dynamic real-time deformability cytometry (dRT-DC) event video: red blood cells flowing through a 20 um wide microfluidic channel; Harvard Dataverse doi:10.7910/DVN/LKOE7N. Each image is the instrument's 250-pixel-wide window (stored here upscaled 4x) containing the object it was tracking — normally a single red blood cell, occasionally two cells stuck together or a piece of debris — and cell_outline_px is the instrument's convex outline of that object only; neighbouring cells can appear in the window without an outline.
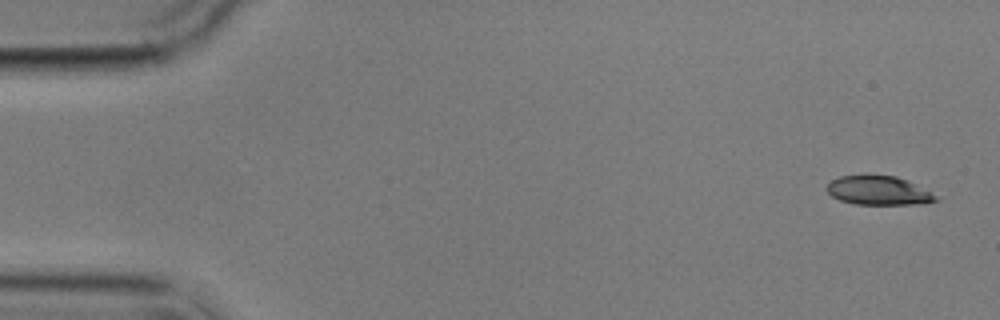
{"species": "common noctule bat (a hibernating species)", "species_latin": "Nyctalus noctula", "temperature_condition": "cold", "stored_images_in_passage": 5, "camera_frame_rate_fps": 3000, "um_per_image_px": 0.085, "animal": {"sex": "male", "body_mass_g": 17.9}, "frame": {"image": 1, "passage_image": 1, "time_ms": 0.0, "image_size_px": [1000, 320], "cell_outline_px": [[940, 200], [924, 204], [856, 204], [840, 200], [832, 196], [824, 188], [832, 180], [840, 176], [896, 176], [908, 180], [940, 196]], "centroid_in_image_um": [74.74, 16.21], "position_along_channel_um": 10.3, "area_um2": 18.44}}
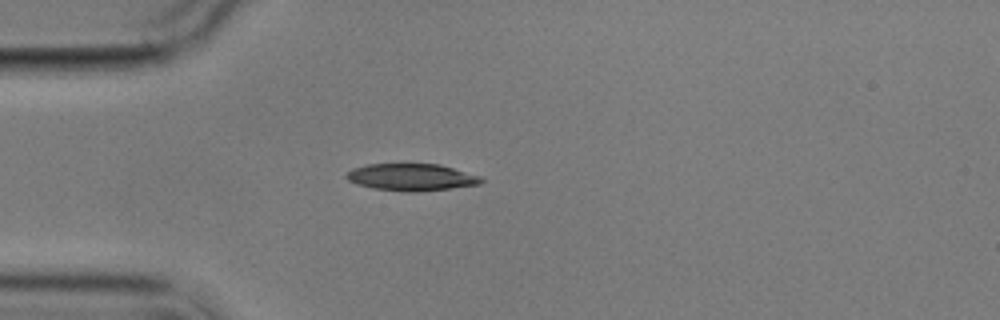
{"frame": {"image": 2, "passage_image": 5, "time_ms": 4.333, "image_size_px": [1000, 320], "cell_outline_px": [[484, 180], [480, 184], [452, 188], [412, 192], [408, 192], [372, 188], [356, 184], [348, 180], [344, 176], [352, 168], [368, 164], [440, 164], [480, 176]], "centroid_in_image_um": [34.95, 15.06], "position_along_channel_um": 50.0, "area_um2": 21.21}}